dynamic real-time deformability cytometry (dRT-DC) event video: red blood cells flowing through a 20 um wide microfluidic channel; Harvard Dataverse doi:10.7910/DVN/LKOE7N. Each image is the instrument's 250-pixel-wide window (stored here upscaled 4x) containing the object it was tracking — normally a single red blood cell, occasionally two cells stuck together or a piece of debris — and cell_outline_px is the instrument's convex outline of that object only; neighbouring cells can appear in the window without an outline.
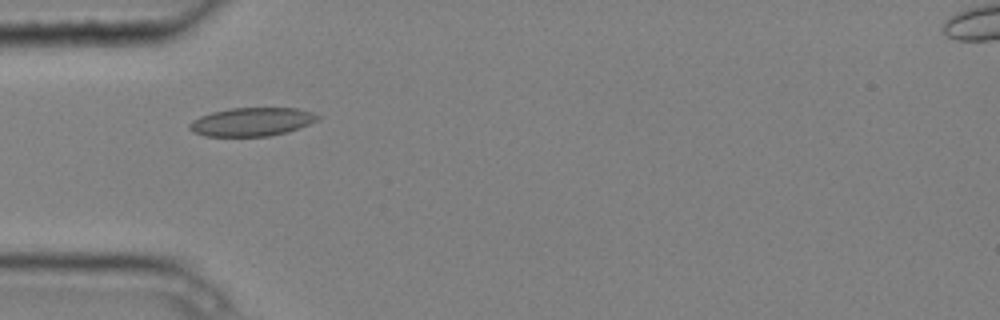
{"species": "common noctule bat (a hibernating species)", "species_latin": "Nyctalus noctula", "temperature_condition": "cold", "stored_images_in_passage": 8, "camera_frame_rate_fps": 3000, "um_per_image_px": 0.085, "animal": {"sex": "male", "body_mass_g": 20.4}, "frame": {"image": 1, "passage_image": 4, "time_ms": 1.0, "image_size_px": [1000, 320], "cell_outline_px": [[320, 116], [316, 120], [300, 128], [288, 132], [268, 136], [204, 136], [192, 132], [188, 128], [188, 124], [192, 120], [200, 116], [212, 112], [232, 108], [296, 108], [312, 112]], "centroid_in_image_um": [21.37, 10.36], "position_along_channel_um": 63.6, "area_um2": 21.27}}
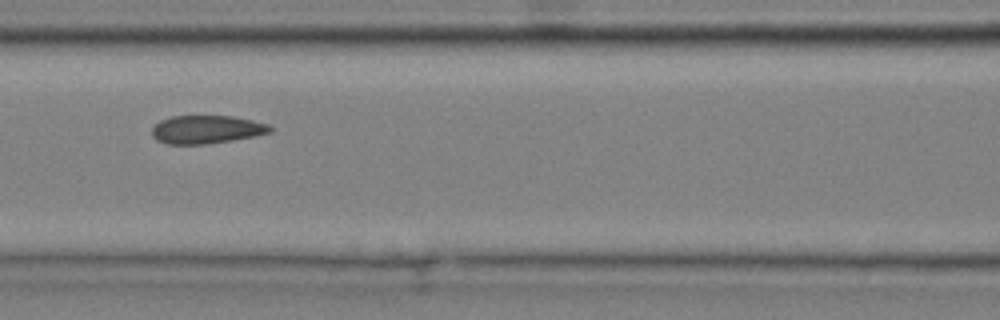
{"frame": {"image": 2, "passage_image": 6, "time_ms": 1.667, "image_size_px": [1000, 320], "cell_outline_px": [[272, 132], [256, 136], [208, 144], [164, 144], [156, 140], [152, 136], [152, 128], [160, 120], [172, 116], [232, 116], [252, 120], [268, 124], [272, 128]], "centroid_in_image_um": [17.55, 11.01], "position_along_channel_um": 149.1, "area_um2": 19.54}}
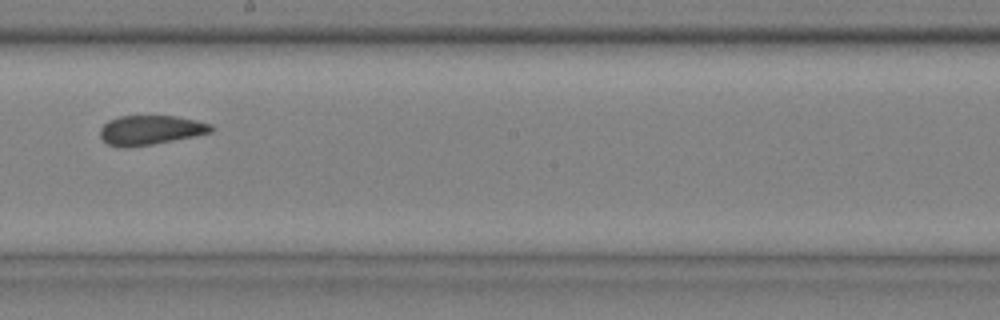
{"frame": {"image": 3, "passage_image": 8, "time_ms": 2.333, "image_size_px": [1000, 320], "cell_outline_px": [[216, 128], [212, 132], [152, 144], [128, 148], [120, 148], [108, 144], [100, 136], [100, 128], [108, 120], [120, 116], [176, 116], [196, 120], [212, 124]], "centroid_in_image_um": [12.78, 11.05], "position_along_channel_um": 235.4, "area_um2": 19.07}}